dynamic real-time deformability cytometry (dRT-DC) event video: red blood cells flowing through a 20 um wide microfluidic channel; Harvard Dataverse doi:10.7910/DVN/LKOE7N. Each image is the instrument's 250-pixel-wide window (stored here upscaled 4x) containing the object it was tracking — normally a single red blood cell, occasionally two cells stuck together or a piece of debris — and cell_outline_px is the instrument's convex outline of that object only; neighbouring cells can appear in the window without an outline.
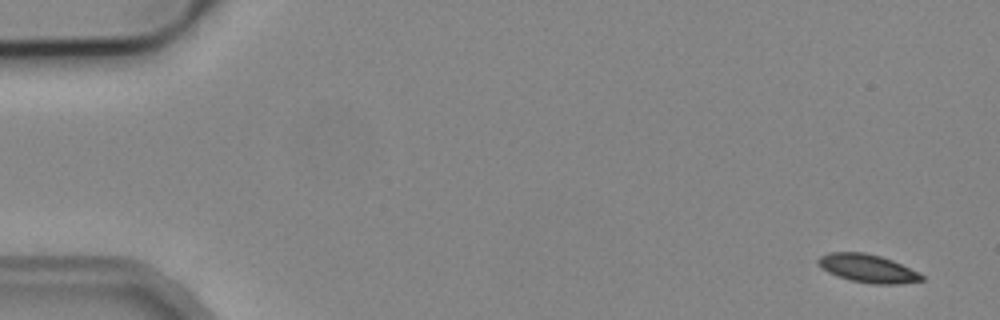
{"species": "common noctule bat (a hibernating species)", "species_latin": "Nyctalus noctula", "temperature_condition": "cold", "stored_images_in_passage": 5, "segment_of_instrument_passage": [1, 2], "camera_frame_rate_fps": 3000, "um_per_image_px": 0.085, "animal": {"sex": "male", "body_mass_g": 19.2, "forearm_length_mm": 51.8}, "frame": {"image": 1, "passage_image": 1, "time_ms": 0.0, "image_size_px": [1000, 320], "cell_outline_px": [[924, 280], [896, 284], [872, 284], [852, 280], [828, 272], [820, 268], [816, 264], [816, 260], [820, 256], [828, 252], [864, 252], [880, 256], [892, 260], [924, 276]], "centroid_in_image_um": [73.69, 22.8], "position_along_channel_um": 11.3, "area_um2": 16.82}}
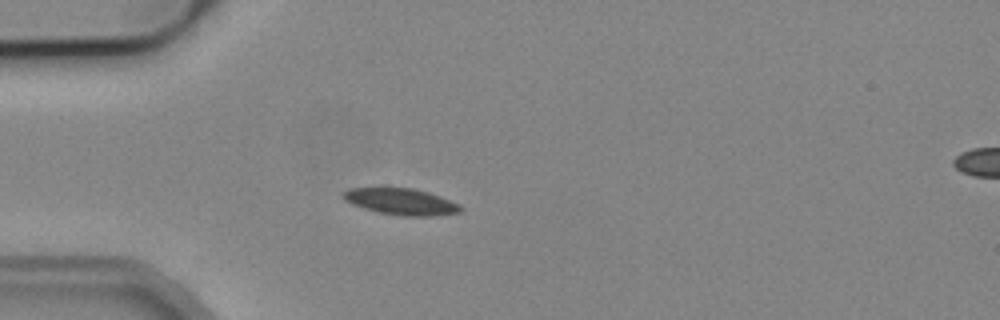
{"frame": {"image": 2, "passage_image": 4, "time_ms": 4.333, "image_size_px": [1000, 320], "cell_outline_px": [[464, 208], [460, 212], [432, 216], [404, 216], [380, 212], [364, 208], [352, 204], [344, 200], [344, 192], [352, 188], [412, 188], [428, 192], [440, 196], [460, 204]], "centroid_in_image_um": [34.15, 17.14], "position_along_channel_um": 50.9, "area_um2": 17.86}}